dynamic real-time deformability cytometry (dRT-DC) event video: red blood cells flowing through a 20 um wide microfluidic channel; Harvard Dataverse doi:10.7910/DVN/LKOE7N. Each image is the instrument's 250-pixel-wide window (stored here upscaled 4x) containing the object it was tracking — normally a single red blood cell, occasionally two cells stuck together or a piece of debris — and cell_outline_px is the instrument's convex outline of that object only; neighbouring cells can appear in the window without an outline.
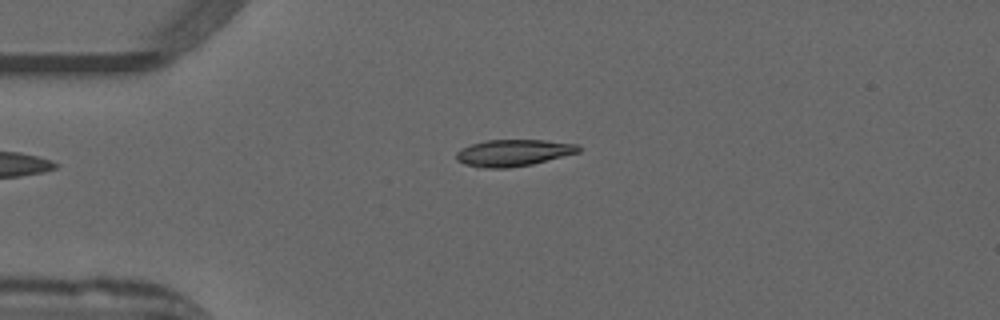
{"species": "common noctule bat (a hibernating species)", "species_latin": "Nyctalus noctula", "temperature_condition": "warm", "stored_images_in_passage": 40, "camera_frame_rate_fps": 3000, "um_per_image_px": 0.085, "animal": {"sex": "male", "forearm_length_mm": 52.5}, "frame": {"image": 1, "passage_image": 1, "time_ms": 0.0, "image_size_px": [1000, 320], "cell_outline_px": [[580, 152], [532, 164], [508, 168], [476, 168], [464, 164], [456, 160], [456, 152], [460, 148], [472, 144], [488, 140], [544, 140], [576, 144], [580, 148]], "centroid_in_image_um": [43.59, 13.0], "position_along_channel_um": 41.4, "area_um2": 19.07}}
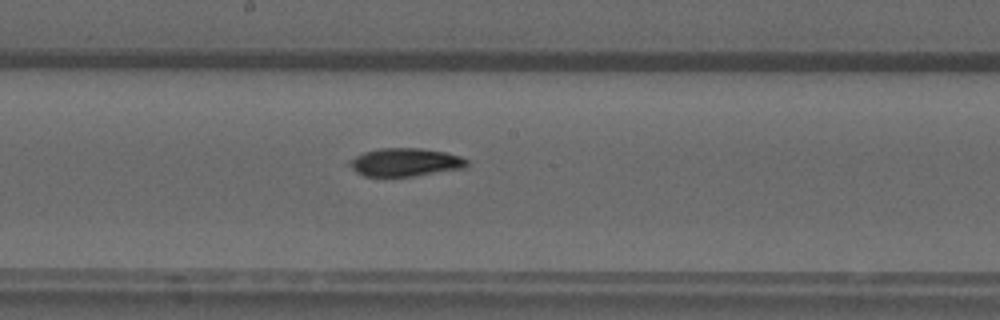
{"frame": {"image": 2, "passage_image": 16, "time_ms": 5.0, "image_size_px": [1000, 320], "cell_outline_px": [[468, 164], [464, 168], [412, 176], [364, 176], [356, 172], [348, 164], [356, 156], [364, 152], [380, 148], [420, 148], [444, 152], [460, 156], [468, 160]], "centroid_in_image_um": [34.45, 13.79], "position_along_channel_um": 213.8, "area_um2": 19.02}}
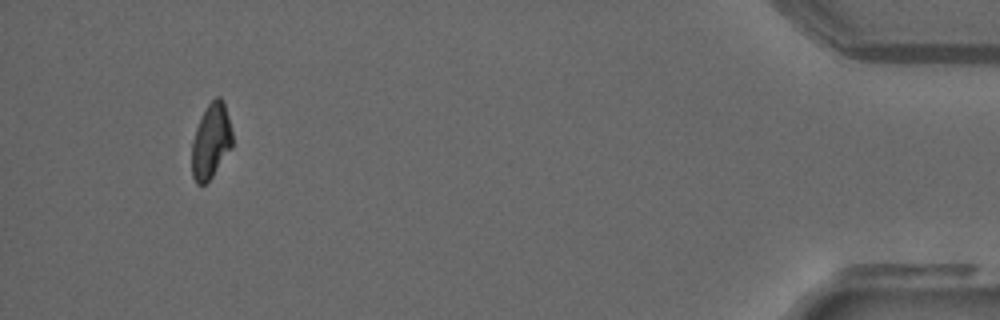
{"frame": {"image": 3, "passage_image": 37, "time_ms": 12.0, "image_size_px": [1000, 320], "cell_outline_px": [[232, 148], [212, 176], [204, 184], [196, 184], [192, 176], [192, 140], [196, 128], [208, 104], [216, 96], [220, 96], [224, 100], [232, 132]], "centroid_in_image_um": [17.94, 11.99], "position_along_channel_um": 417.3, "area_um2": 17.63}, "authors_computed_cell_mechanics": {"area_um2": 19.1029, "velocity_mm_per_s": 3.9691, "shape_relaxation_time_tau1_ms": 8.028, "shape_relaxation_time_tau2_ms": 4.3077, "deformation_change_tau1": 0.2306, "deformation_change_tau2": 0.0875}}